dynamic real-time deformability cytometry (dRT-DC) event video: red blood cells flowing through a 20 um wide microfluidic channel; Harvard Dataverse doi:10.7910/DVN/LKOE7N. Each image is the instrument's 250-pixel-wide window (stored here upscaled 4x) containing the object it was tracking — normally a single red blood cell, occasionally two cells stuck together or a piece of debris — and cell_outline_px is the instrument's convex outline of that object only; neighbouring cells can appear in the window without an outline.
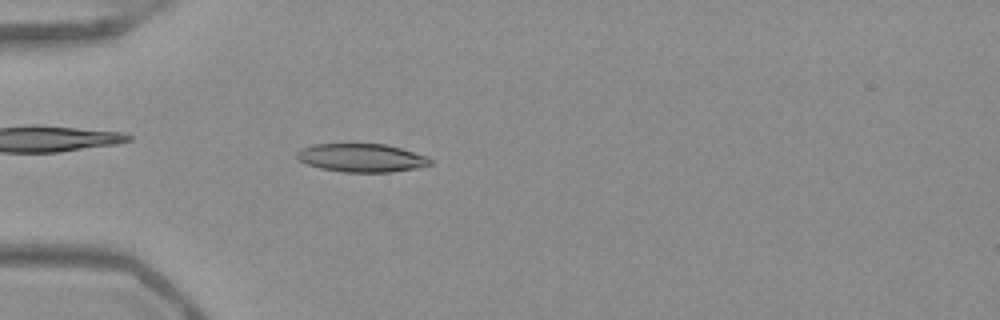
{"species": "Egyptian fruit bat (a non-hibernating species)", "species_latin": "Rousettus aegyptiacus", "temperature_condition": "warm", "stored_images_in_passage": 52, "camera_frame_rate_fps": 3000, "um_per_image_px": 0.085, "frame": {"image": 1, "passage_image": 16, "time_ms": 5.0, "image_size_px": [1000, 320], "cell_outline_px": [[432, 164], [416, 168], [392, 172], [344, 172], [320, 168], [308, 164], [300, 160], [296, 156], [296, 152], [300, 148], [316, 144], [384, 144], [400, 148], [428, 156], [432, 160]], "centroid_in_image_um": [30.74, 13.42], "position_along_channel_um": 54.3, "area_um2": 21.96}}
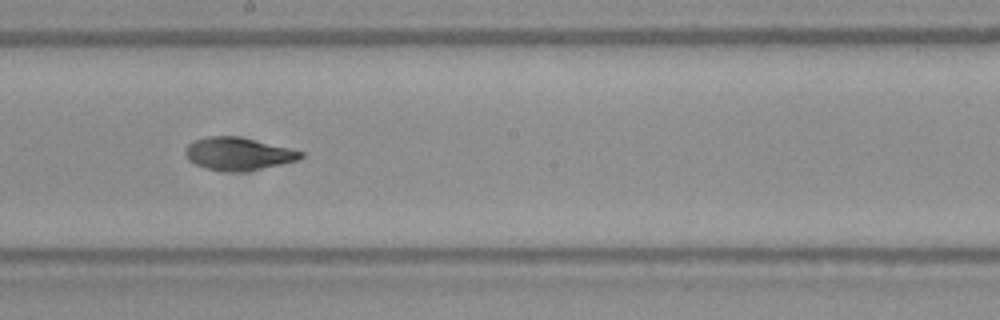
{"frame": {"image": 2, "passage_image": 30, "time_ms": 9.667, "image_size_px": [1000, 320], "cell_outline_px": [[304, 156], [300, 160], [244, 172], [232, 172], [204, 168], [188, 160], [184, 152], [188, 144], [192, 140], [208, 136], [240, 136], [304, 152]], "centroid_in_image_um": [20.23, 13.07], "position_along_channel_um": 228.0, "area_um2": 22.14}}
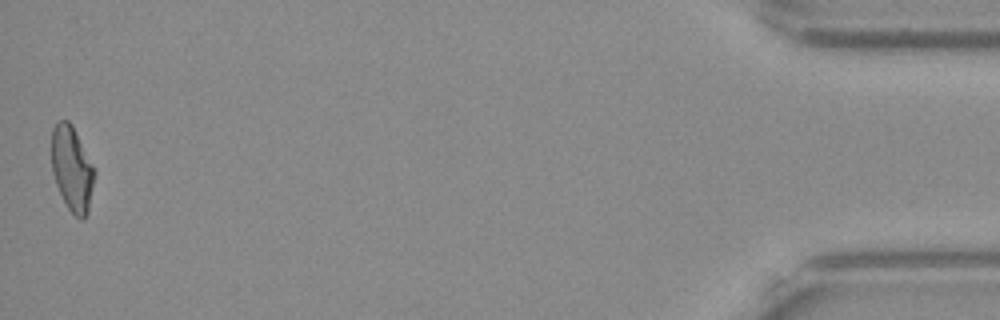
{"frame": {"image": 3, "passage_image": 52, "time_ms": 17.0, "image_size_px": [1000, 320], "cell_outline_px": [[96, 172], [88, 212], [84, 220], [80, 220], [68, 208], [56, 184], [52, 172], [52, 128], [60, 120], [68, 120], [72, 124]], "centroid_in_image_um": [6.13, 14.35], "position_along_channel_um": 429.1, "area_um2": 21.1}, "authors_computed_cell_mechanics": {"area_um2": 21.6172, "velocity_mm_per_s": 3.94, "shape_relaxation_time_tau1_ms": 3.5891, "shape_relaxation_time_tau2_ms": 1.7733, "deformation_change_tau1": 0.1844, "deformation_change_tau2": 0.0976}}